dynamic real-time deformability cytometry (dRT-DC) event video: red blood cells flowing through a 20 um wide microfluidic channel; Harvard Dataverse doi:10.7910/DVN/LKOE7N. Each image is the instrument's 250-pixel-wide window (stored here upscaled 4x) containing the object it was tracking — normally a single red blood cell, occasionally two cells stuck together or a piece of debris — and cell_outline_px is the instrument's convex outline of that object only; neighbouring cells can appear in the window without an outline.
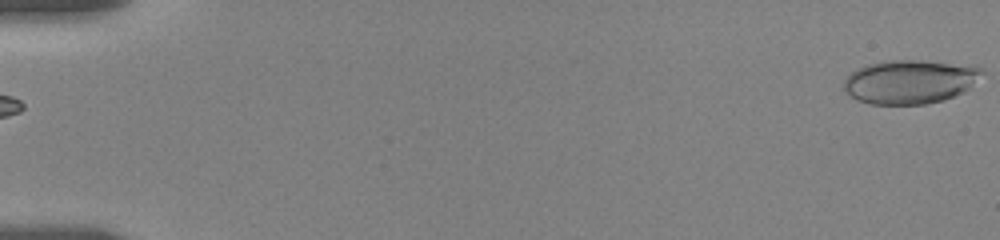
{"species": "human", "species_latin": "Homo sapiens", "temperature_condition": "room temperature", "stored_images_in_passage": 77, "camera_frame_rate_fps": 3000, "um_per_image_px": 0.085, "donor": {"sex": "female"}, "frame": {"image": 1, "passage_image": 1, "time_ms": 0.0, "image_size_px": [1000, 240], "cell_outline_px": [[984, 72], [964, 92], [944, 100], [924, 104], [872, 104], [856, 100], [844, 88], [844, 80], [856, 68], [868, 64], [892, 60], [924, 60], [976, 64]], "centroid_in_image_um": [77.39, 6.92], "position_along_channel_um": 7.6, "area_um2": 35.49}}
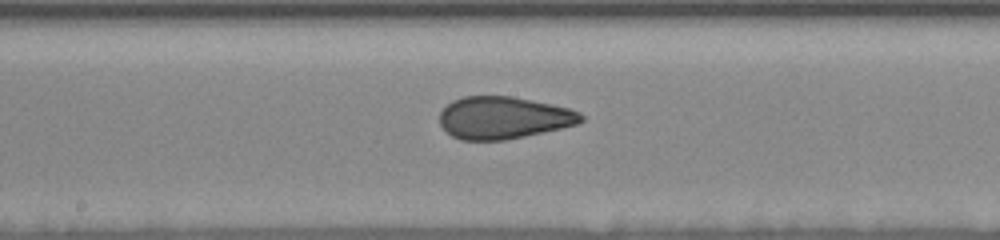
{"frame": {"image": 2, "passage_image": 44, "time_ms": 10.333, "image_size_px": [1000, 240], "cell_outline_px": [[584, 120], [576, 124], [560, 128], [524, 136], [504, 140], [460, 140], [452, 136], [440, 124], [440, 112], [452, 100], [464, 96], [512, 96], [532, 100], [568, 108], [580, 112], [584, 116]], "centroid_in_image_um": [42.78, 10.0], "position_along_channel_um": 205.4, "area_um2": 34.62}}
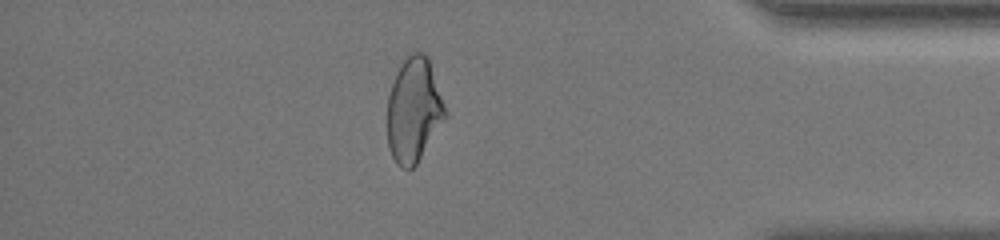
{"frame": {"image": 3, "passage_image": 68, "time_ms": 16.667, "image_size_px": [1000, 240], "cell_outline_px": [[444, 116], [416, 164], [412, 168], [400, 168], [396, 164], [388, 148], [388, 96], [396, 72], [404, 60], [412, 52], [424, 52], [428, 56], [444, 108]], "centroid_in_image_um": [35.11, 9.34], "position_along_channel_um": 400.1, "area_um2": 34.04}, "authors_computed_cell_mechanics": {"area_um2": 35.1424, "velocity_mm_per_s": 3.5015, "shape_relaxation_time_tau1_ms": 8.2178, "shape_relaxation_time_tau2_ms": 1.1813, "deformation_change_tau1": 0.1627, "deformation_change_tau2": 0.0645}}